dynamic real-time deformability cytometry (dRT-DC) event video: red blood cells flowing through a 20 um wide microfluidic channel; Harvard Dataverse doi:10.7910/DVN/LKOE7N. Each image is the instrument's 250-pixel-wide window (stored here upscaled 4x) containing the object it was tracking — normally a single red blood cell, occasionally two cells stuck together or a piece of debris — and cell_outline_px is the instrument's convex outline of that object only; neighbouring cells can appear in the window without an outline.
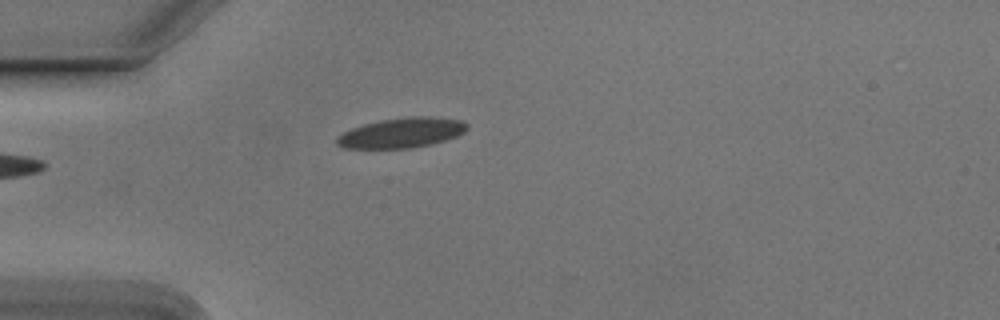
{"species": "Egyptian fruit bat (a non-hibernating species)", "species_latin": "Rousettus aegyptiacus", "temperature_condition": "cold", "stored_images_in_passage": 37, "camera_frame_rate_fps": 3000, "um_per_image_px": 0.085, "animal": {"sex": "male"}, "frame": {"image": 1, "passage_image": 1, "time_ms": 0.0, "image_size_px": [1000, 320], "cell_outline_px": [[468, 128], [464, 132], [456, 136], [444, 140], [412, 148], [344, 148], [336, 144], [336, 140], [344, 132], [352, 128], [364, 124], [380, 120], [412, 116], [432, 116], [460, 120], [468, 124]], "centroid_in_image_um": [34.15, 11.28], "position_along_channel_um": 50.8, "area_um2": 22.54}}
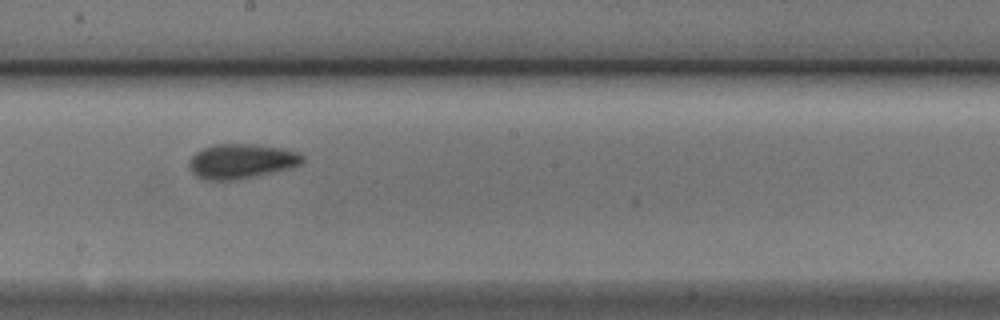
{"frame": {"image": 2, "passage_image": 16, "time_ms": 5.0, "image_size_px": [1000, 320], "cell_outline_px": [[304, 160], [300, 164], [288, 168], [256, 176], [232, 180], [204, 180], [196, 176], [192, 172], [188, 164], [188, 160], [196, 152], [212, 144], [260, 144], [300, 152], [304, 156]], "centroid_in_image_um": [20.5, 13.69], "position_along_channel_um": 227.7, "area_um2": 23.0}}
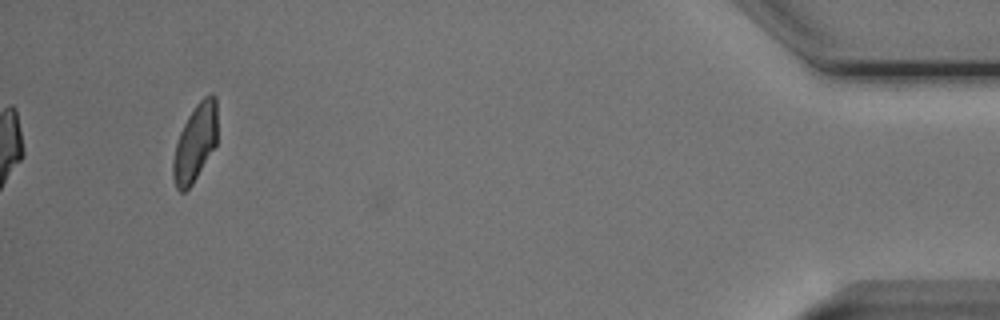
{"frame": {"image": 3, "passage_image": 37, "time_ms": 12.0, "image_size_px": [1000, 320], "cell_outline_px": [[216, 144], [192, 184], [184, 192], [180, 192], [176, 188], [172, 176], [172, 160], [176, 144], [180, 132], [188, 116], [196, 104], [204, 96], [212, 92], [216, 96]], "centroid_in_image_um": [16.57, 12.13], "position_along_channel_um": 418.6, "area_um2": 19.77}, "authors_computed_cell_mechanics": {"area_um2": 21.7906, "velocity_mm_per_s": 3.7832, "shape_relaxation_time_tau1_ms": 3.1953, "shape_relaxation_time_tau2_ms": 2.1916, "deformation_change_tau1": 0.1106, "deformation_change_tau2": 0.0815}}